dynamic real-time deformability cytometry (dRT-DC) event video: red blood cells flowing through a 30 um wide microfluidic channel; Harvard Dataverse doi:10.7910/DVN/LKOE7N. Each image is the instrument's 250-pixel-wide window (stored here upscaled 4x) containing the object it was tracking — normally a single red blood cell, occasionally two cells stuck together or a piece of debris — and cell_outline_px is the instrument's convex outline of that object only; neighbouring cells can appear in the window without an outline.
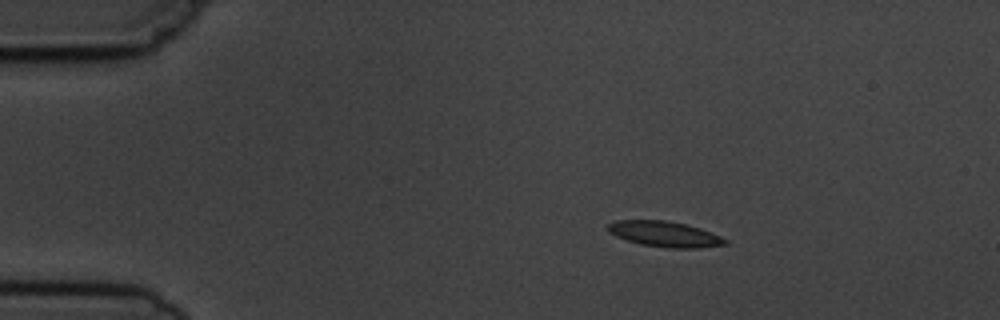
{"species": "common noctule bat (a hibernating species)", "species_latin": "Nyctalus noctula", "temperature_condition": "cold", "stored_images_in_passage": 4, "camera_frame_rate_fps": 3000, "um_per_image_px": 0.085, "animal": {"sex": "male", "body_mass_g": 19.5, "forearm_length_mm": 54.6}, "frame": {"image": 1, "passage_image": 2, "time_ms": 1.333, "image_size_px": [1000, 320], "cell_outline_px": [[728, 244], [700, 248], [668, 248], [640, 244], [616, 236], [608, 232], [608, 224], [616, 220], [668, 220], [700, 228], [720, 236], [728, 240]], "centroid_in_image_um": [56.51, 19.9], "position_along_channel_um": 28.5, "area_um2": 17.46}}
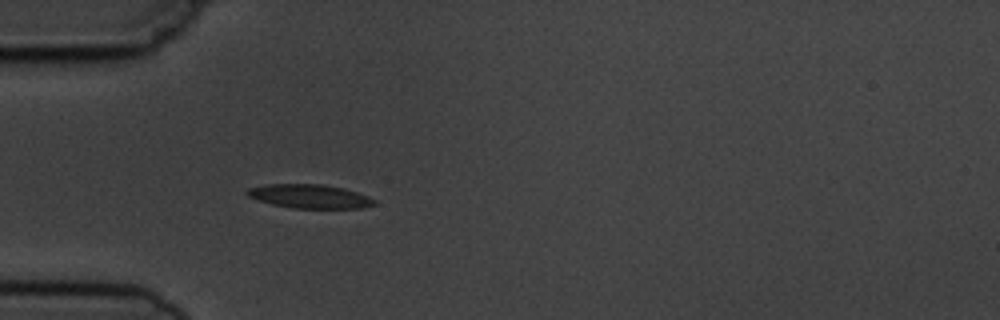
{"frame": {"image": 2, "passage_image": 4, "time_ms": 3.667, "image_size_px": [1000, 320], "cell_outline_px": [[376, 204], [364, 208], [292, 208], [272, 204], [248, 196], [244, 192], [248, 188], [264, 184], [324, 184], [344, 188], [368, 196], [376, 200]], "centroid_in_image_um": [26.33, 16.68], "position_along_channel_um": 58.7, "area_um2": 17.74}}